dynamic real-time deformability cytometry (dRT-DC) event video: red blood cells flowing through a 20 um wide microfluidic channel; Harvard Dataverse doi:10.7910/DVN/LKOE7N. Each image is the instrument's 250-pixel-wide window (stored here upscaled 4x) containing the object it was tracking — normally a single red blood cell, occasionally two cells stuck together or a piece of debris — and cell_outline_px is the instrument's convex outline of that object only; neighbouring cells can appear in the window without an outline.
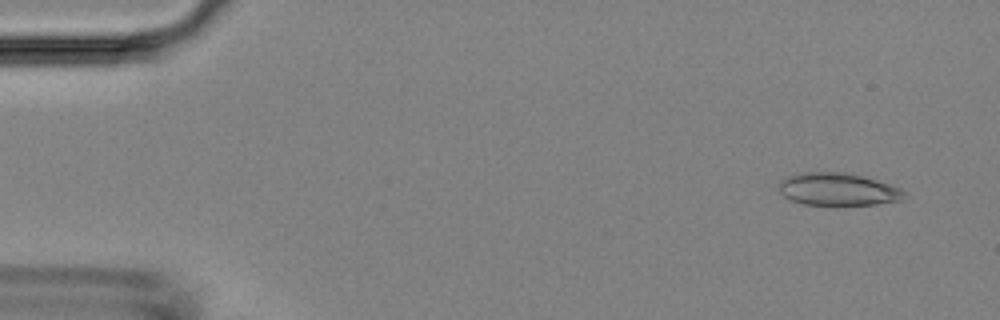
{"species": "Egyptian fruit bat (a non-hibernating species)", "species_latin": "Rousettus aegyptiacus", "temperature_condition": "room temperature", "stored_images_in_passage": 6, "camera_frame_rate_fps": 3000, "um_per_image_px": 0.085, "animal": {"sex": "female"}, "frame": {"image": 1, "passage_image": 1, "time_ms": 0.0, "image_size_px": [1000, 320], "cell_outline_px": [[908, 196], [900, 200], [876, 204], [804, 204], [792, 200], [784, 196], [776, 188], [780, 180], [788, 176], [800, 172], [844, 172], [864, 176], [900, 188], [908, 192]], "centroid_in_image_um": [71.21, 16.07], "position_along_channel_um": 13.8, "area_um2": 23.81}}